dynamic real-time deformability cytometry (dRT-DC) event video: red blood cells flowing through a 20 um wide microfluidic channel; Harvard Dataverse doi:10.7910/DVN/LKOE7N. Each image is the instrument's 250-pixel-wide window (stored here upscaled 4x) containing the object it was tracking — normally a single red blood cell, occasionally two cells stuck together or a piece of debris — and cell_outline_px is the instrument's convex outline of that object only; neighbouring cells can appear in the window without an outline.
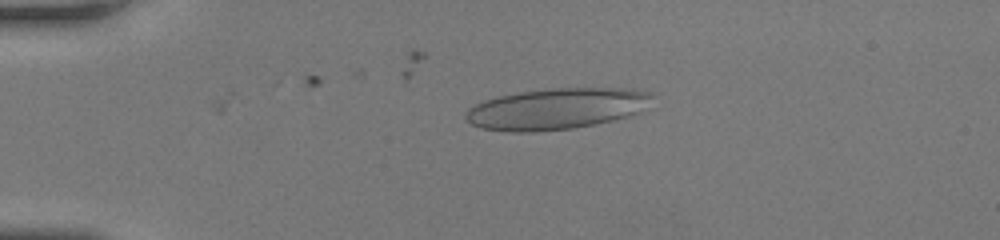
{"species": "human", "species_latin": "Homo sapiens", "temperature_condition": "room temperature", "stored_images_in_passage": 15, "camera_frame_rate_fps": 3000, "um_per_image_px": 0.085, "donor": {"sex": "female"}, "frame": {"image": 1, "passage_image": 11, "time_ms": 3.333, "image_size_px": [1000, 240], "cell_outline_px": [[656, 96], [640, 112], [628, 116], [612, 120], [572, 128], [532, 132], [512, 132], [484, 128], [472, 124], [464, 116], [468, 108], [484, 100], [496, 96], [520, 92], [552, 88], [632, 88], [648, 92]], "centroid_in_image_um": [47.32, 9.23], "position_along_channel_um": 37.7, "area_um2": 44.62}}